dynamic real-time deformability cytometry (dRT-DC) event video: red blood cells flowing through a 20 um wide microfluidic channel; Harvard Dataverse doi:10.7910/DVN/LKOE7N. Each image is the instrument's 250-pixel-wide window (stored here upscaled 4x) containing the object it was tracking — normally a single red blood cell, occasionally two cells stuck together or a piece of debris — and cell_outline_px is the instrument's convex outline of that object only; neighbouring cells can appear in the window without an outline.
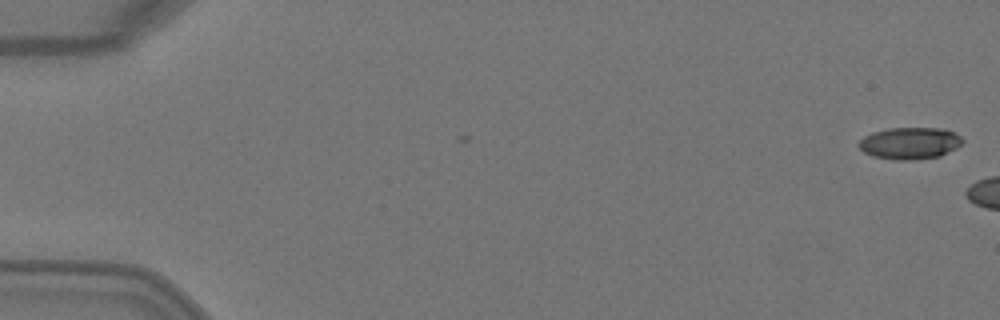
{"species": "Egyptian fruit bat (a non-hibernating species)", "species_latin": "Rousettus aegyptiacus", "temperature_condition": "warm", "stored_images_in_passage": 2, "camera_frame_rate_fps": 3000, "um_per_image_px": 0.085, "animal": {"sex": "female"}, "frame": {"image": 1, "passage_image": 1, "time_ms": 0.0, "image_size_px": [1000, 320], "cell_outline_px": [[964, 140], [956, 148], [940, 156], [912, 160], [896, 160], [872, 156], [864, 152], [856, 144], [864, 136], [872, 132], [888, 128], [944, 128], [956, 132]], "centroid_in_image_um": [77.33, 12.16], "position_along_channel_um": 7.7, "area_um2": 19.42}}